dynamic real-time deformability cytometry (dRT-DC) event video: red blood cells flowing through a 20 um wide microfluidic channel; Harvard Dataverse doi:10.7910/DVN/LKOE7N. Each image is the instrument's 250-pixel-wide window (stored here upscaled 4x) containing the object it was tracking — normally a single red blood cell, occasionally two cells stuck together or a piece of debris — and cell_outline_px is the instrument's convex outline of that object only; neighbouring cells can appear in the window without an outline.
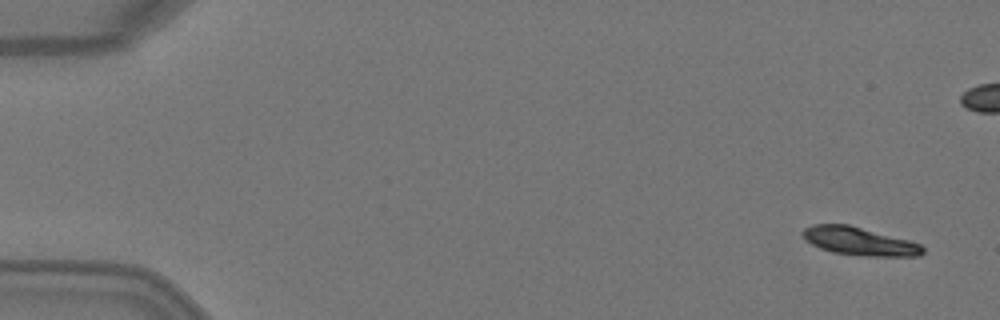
{"species": "Egyptian fruit bat (a non-hibernating species)", "species_latin": "Rousettus aegyptiacus", "temperature_condition": "warm", "stored_images_in_passage": 6, "camera_frame_rate_fps": 3000, "um_per_image_px": 0.085, "animal": {"sex": "female"}, "frame": {"image": 1, "passage_image": 1, "time_ms": 0.0, "image_size_px": [1000, 320], "cell_outline_px": [[924, 252], [920, 256], [864, 256], [832, 252], [820, 248], [804, 240], [800, 232], [804, 228], [812, 224], [848, 224], [908, 240], [920, 244], [924, 248]], "centroid_in_image_um": [73.0, 20.5], "position_along_channel_um": 12.0, "area_um2": 19.71}}
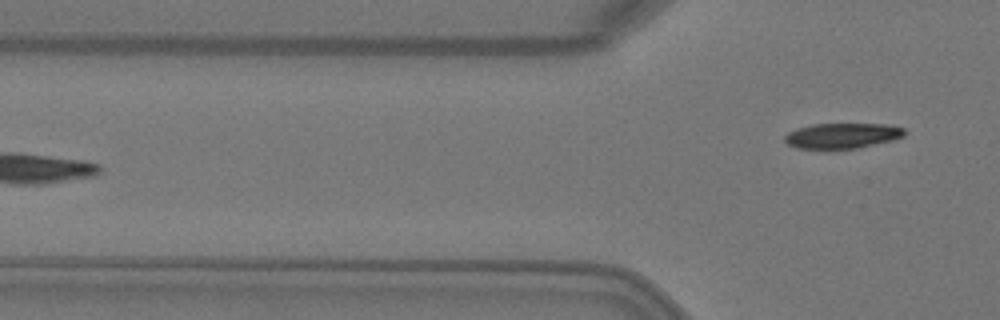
{"frame": {"image": 2, "passage_image": 6, "time_ms": 1.667, "image_size_px": [1000, 320], "cell_outline_px": [[904, 136], [896, 140], [856, 148], [824, 152], [796, 148], [788, 144], [784, 140], [784, 136], [788, 132], [796, 128], [812, 124], [888, 124], [904, 128]], "centroid_in_image_um": [71.53, 11.58], "position_along_channel_um": 54.3, "area_um2": 18.55}}